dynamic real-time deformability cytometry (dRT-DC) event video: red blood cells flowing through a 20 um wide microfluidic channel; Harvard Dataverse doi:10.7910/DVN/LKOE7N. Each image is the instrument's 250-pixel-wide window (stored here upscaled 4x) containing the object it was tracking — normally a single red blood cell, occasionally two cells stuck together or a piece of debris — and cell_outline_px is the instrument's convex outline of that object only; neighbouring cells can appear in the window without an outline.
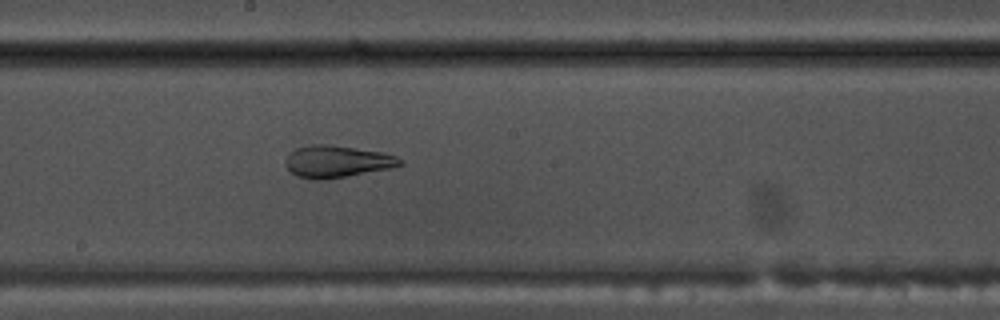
{"species": "common noctule bat (a hibernating species)", "species_latin": "Nyctalus noctula", "temperature_condition": "warm", "stored_images_in_passage": 37, "camera_frame_rate_fps": 3000, "um_per_image_px": 0.085, "animal": {"sex": "male", "body_mass_g": 17.5, "forearm_length_mm": 52.3}, "frame": {"image": 1, "passage_image": 13, "time_ms": 4.0, "image_size_px": [1000, 320], "cell_outline_px": [[404, 164], [392, 168], [348, 176], [324, 180], [316, 180], [296, 176], [284, 164], [284, 160], [296, 148], [308, 144], [328, 144], [384, 152], [396, 156], [404, 160]], "centroid_in_image_um": [28.67, 13.73], "position_along_channel_um": 219.5, "area_um2": 21.62}}
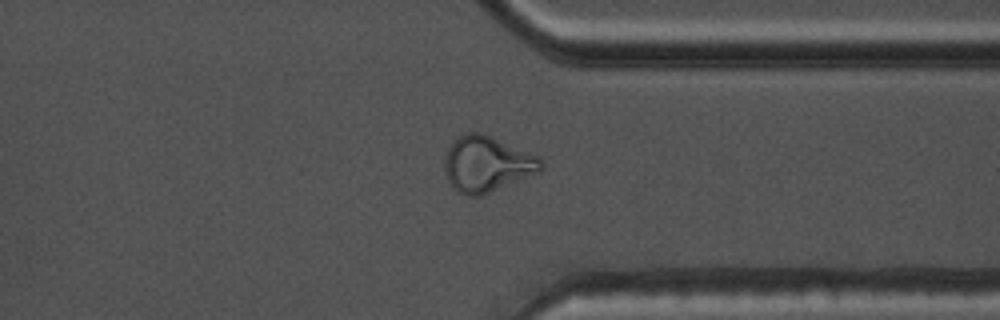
{"frame": {"image": 2, "passage_image": 25, "time_ms": 8.0, "image_size_px": [1000, 320], "cell_outline_px": [[544, 168], [540, 172], [480, 196], [468, 196], [456, 192], [448, 180], [444, 168], [444, 156], [448, 148], [460, 136], [468, 132], [480, 132], [540, 156], [544, 164]], "centroid_in_image_um": [41.4, 13.96], "position_along_channel_um": 370.0, "area_um2": 31.33}}
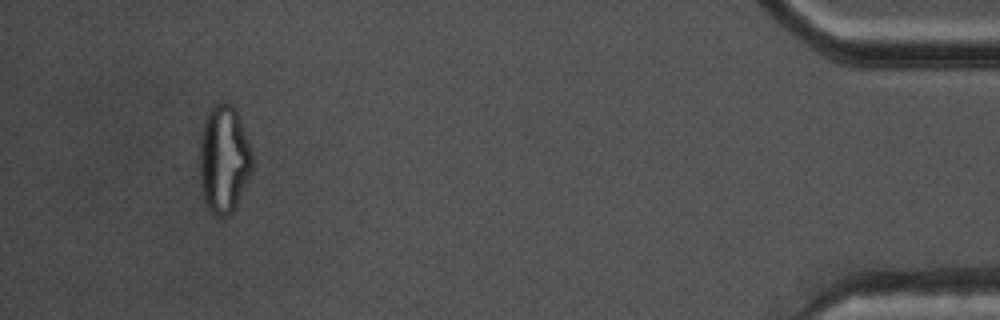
{"frame": {"image": 3, "passage_image": 34, "time_ms": 11.0, "image_size_px": [1000, 320], "cell_outline_px": [[252, 168], [236, 208], [224, 220], [216, 216], [208, 208], [204, 200], [200, 184], [200, 140], [204, 120], [212, 104], [220, 100], [224, 100], [232, 104], [236, 108], [252, 152]], "centroid_in_image_um": [19.02, 13.52], "position_along_channel_um": 416.2, "area_um2": 33.58}, "authors_computed_cell_mechanics": {"area_um2": 23.2356, "velocity_mm_per_s": 3.7891, "shape_relaxation_time_tau1_ms": null, "shape_relaxation_time_tau2_ms": 1.8275, "deformation_change_tau1": null, "deformation_change_tau2": 0.0843}}